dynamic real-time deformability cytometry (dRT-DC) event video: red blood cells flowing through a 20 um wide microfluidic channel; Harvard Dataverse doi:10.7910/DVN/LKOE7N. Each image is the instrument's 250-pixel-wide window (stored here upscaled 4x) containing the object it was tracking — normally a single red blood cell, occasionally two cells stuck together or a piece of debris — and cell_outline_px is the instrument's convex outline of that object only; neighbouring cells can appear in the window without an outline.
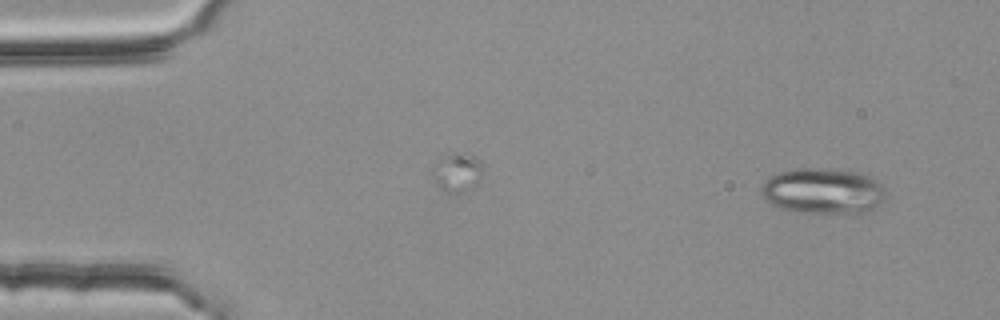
{"species": "common noctule bat (a hibernating species)", "species_latin": "Nyctalus noctula", "temperature_condition": "room temperature", "stored_images_in_passage": 43, "camera_frame_rate_fps": 3000, "um_per_image_px": 0.085, "animal": {"sex": "female", "body_mass_g": 25.1}, "frame": {"image": 1, "passage_image": 1, "time_ms": 0.0, "image_size_px": [1000, 320], "cell_outline_px": [[884, 200], [868, 212], [860, 216], [800, 212], [768, 204], [760, 196], [760, 192], [764, 180], [768, 176], [776, 172], [800, 168], [816, 168], [860, 172], [872, 176], [884, 188]], "centroid_in_image_um": [69.95, 16.27], "position_along_channel_um": 15.0, "area_um2": 34.22}}
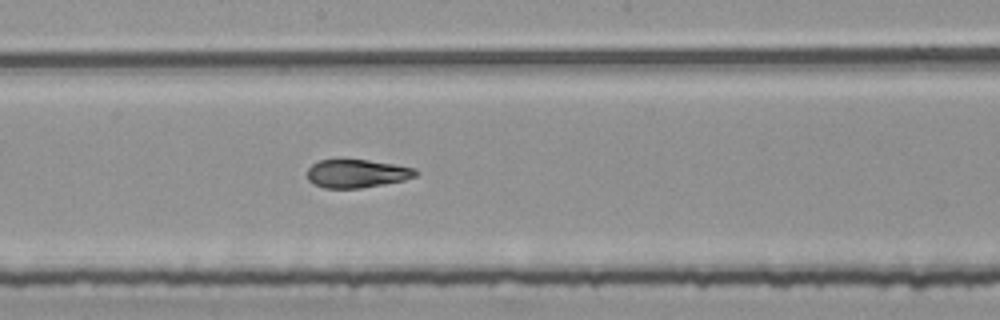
{"frame": {"image": 2, "passage_image": 26, "time_ms": 8.333, "image_size_px": [1000, 320], "cell_outline_px": [[420, 172], [416, 176], [404, 180], [360, 188], [324, 188], [308, 180], [308, 168], [312, 164], [320, 160], [368, 160], [416, 168]], "centroid_in_image_um": [30.36, 14.75], "position_along_channel_um": 217.8, "area_um2": 17.69}}
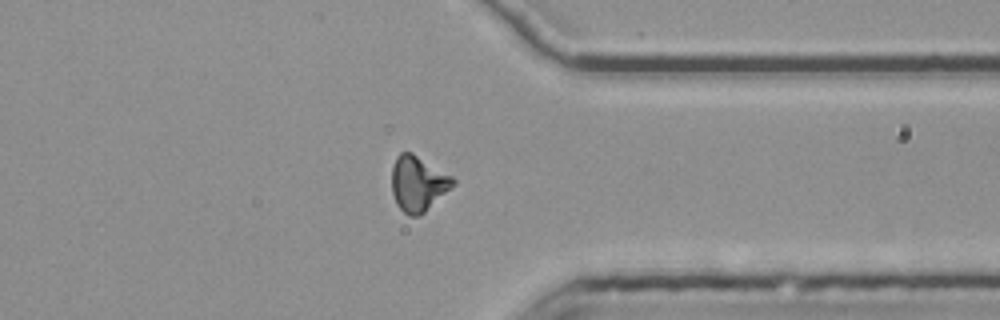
{"frame": {"image": 3, "passage_image": 39, "time_ms": 12.667, "image_size_px": [1000, 320], "cell_outline_px": [[456, 184], [420, 216], [408, 216], [396, 204], [392, 192], [392, 168], [396, 156], [400, 152], [412, 152], [452, 176], [456, 180]], "centroid_in_image_um": [35.53, 15.6], "position_along_channel_um": 375.9, "area_um2": 19.83}, "authors_computed_cell_mechanics": {"area_um2": 19.1896, "velocity_mm_per_s": 3.7788, "shape_relaxation_time_tau1_ms": 6.1661, "shape_relaxation_time_tau2_ms": 1.6971, "deformation_change_tau1": 0.2064, "deformation_change_tau2": 0.0925}}